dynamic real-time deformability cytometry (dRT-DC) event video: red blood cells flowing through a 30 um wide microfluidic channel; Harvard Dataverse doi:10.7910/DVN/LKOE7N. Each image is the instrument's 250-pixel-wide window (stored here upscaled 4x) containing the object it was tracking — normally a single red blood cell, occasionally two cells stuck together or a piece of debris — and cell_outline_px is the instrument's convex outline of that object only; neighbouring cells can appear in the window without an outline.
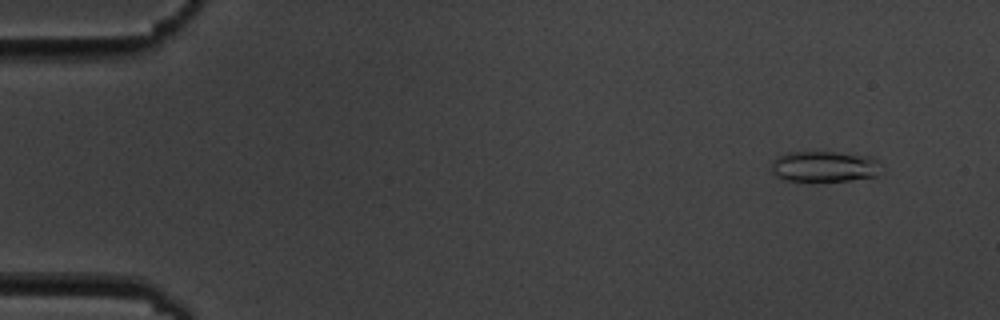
{"species": "common noctule bat (a hibernating species)", "species_latin": "Nyctalus noctula", "temperature_condition": "cold", "stored_images_in_passage": 4, "camera_frame_rate_fps": 3000, "um_per_image_px": 0.085, "animal": {"sex": "male", "body_mass_g": 19.5, "forearm_length_mm": 54.6}, "frame": {"image": 1, "passage_image": 2, "time_ms": 1.0, "image_size_px": [1000, 320], "cell_outline_px": [[884, 172], [876, 176], [848, 180], [812, 184], [784, 180], [776, 176], [772, 172], [772, 160], [776, 156], [788, 152], [836, 152], [872, 156], [876, 160]], "centroid_in_image_um": [70.05, 14.19], "position_along_channel_um": 15.0, "area_um2": 20.69}}